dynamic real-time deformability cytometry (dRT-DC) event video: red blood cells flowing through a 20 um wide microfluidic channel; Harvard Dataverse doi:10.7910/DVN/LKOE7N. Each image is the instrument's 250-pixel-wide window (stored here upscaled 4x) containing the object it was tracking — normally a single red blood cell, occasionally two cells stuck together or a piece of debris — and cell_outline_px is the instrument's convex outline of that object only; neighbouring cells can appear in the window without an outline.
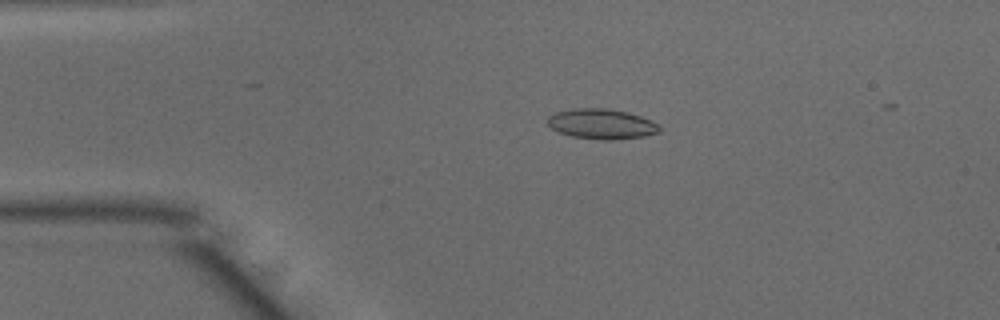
{"species": "common noctule bat (a hibernating species)", "species_latin": "Nyctalus noctula", "temperature_condition": "warm", "stored_images_in_passage": 7, "camera_frame_rate_fps": 3000, "um_per_image_px": 0.085, "animal": {"sex": "male", "body_mass_g": 15.6}, "frame": {"image": 1, "passage_image": 4, "time_ms": 1.0, "image_size_px": [1000, 320], "cell_outline_px": [[660, 132], [644, 136], [612, 140], [604, 140], [572, 136], [560, 132], [552, 128], [548, 124], [548, 116], [556, 112], [576, 108], [604, 108], [628, 112], [652, 120], [660, 124]], "centroid_in_image_um": [51.17, 10.53], "position_along_channel_um": 33.8, "area_um2": 19.59}}